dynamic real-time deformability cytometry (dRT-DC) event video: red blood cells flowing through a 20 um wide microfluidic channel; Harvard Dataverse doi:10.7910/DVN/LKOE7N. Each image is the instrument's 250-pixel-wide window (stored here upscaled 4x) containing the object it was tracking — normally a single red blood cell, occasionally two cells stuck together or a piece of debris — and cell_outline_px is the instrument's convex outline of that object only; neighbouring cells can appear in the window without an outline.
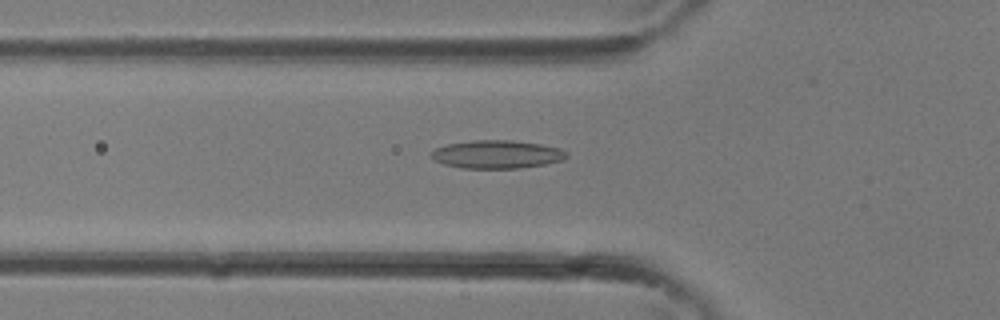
{"species": "common noctule bat (a hibernating species)", "species_latin": "Nyctalus noctula", "temperature_condition": "room temperature", "stored_images_in_passage": 34, "camera_frame_rate_fps": 3000, "um_per_image_px": 0.085, "animal": {"sex": "female"}, "frame": {"image": 1, "passage_image": 12, "time_ms": 3.667, "image_size_px": [1000, 320], "cell_outline_px": [[568, 156], [564, 160], [544, 164], [520, 168], [460, 168], [444, 164], [436, 160], [432, 156], [432, 152], [436, 148], [448, 144], [472, 140], [512, 140], [540, 144], [560, 148], [568, 152]], "centroid_in_image_um": [42.28, 13.12], "position_along_channel_um": 83.5, "area_um2": 22.14}}
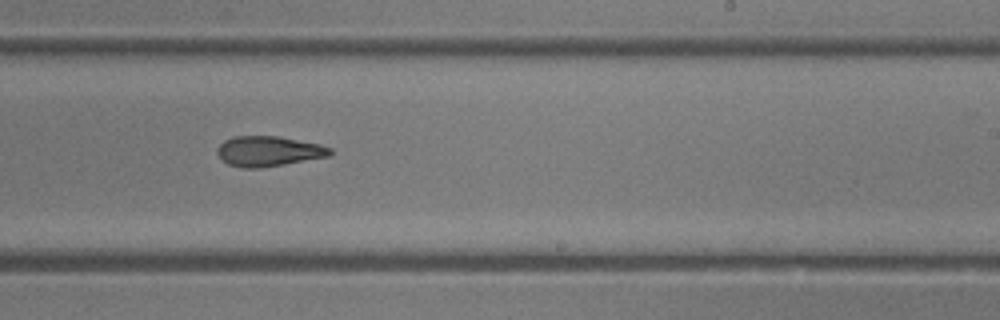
{"frame": {"image": 2, "passage_image": 21, "time_ms": 6.667, "image_size_px": [1000, 320], "cell_outline_px": [[332, 152], [328, 156], [284, 164], [260, 168], [244, 168], [228, 164], [220, 160], [216, 152], [216, 148], [224, 140], [232, 136], [276, 136], [320, 144], [332, 148]], "centroid_in_image_um": [22.77, 12.85], "position_along_channel_um": 266.2, "area_um2": 19.88}}
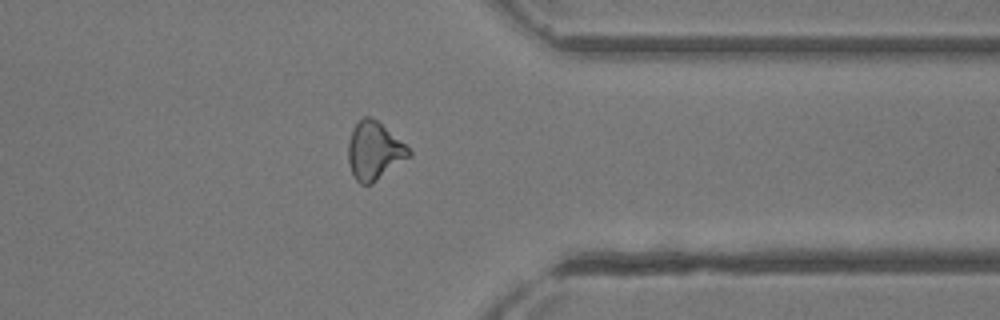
{"frame": {"image": 3, "passage_image": 27, "time_ms": 8.667, "image_size_px": [1000, 320], "cell_outline_px": [[412, 156], [372, 184], [360, 184], [352, 176], [348, 164], [348, 140], [352, 128], [364, 116], [368, 116], [376, 120], [404, 144], [412, 152]], "centroid_in_image_um": [31.79, 12.86], "position_along_channel_um": 379.6, "area_um2": 20.52}}